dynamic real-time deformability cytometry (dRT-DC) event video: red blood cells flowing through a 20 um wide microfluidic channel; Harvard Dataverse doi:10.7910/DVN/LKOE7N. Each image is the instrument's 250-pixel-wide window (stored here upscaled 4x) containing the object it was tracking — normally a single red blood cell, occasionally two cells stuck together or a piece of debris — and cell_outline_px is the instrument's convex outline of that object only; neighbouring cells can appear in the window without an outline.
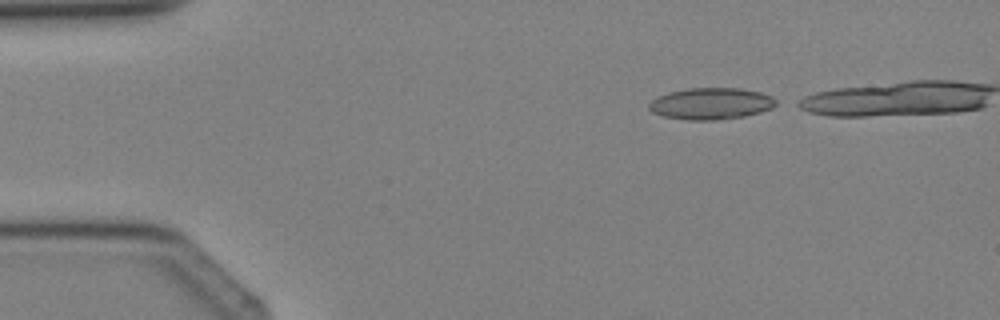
{"species": "Egyptian fruit bat (a non-hibernating species)", "species_latin": "Rousettus aegyptiacus", "temperature_condition": "cold", "stored_images_in_passage": 4, "camera_frame_rate_fps": 3000, "um_per_image_px": 0.085, "animal": {"sex": "female"}, "frame": {"image": 1, "passage_image": 4, "time_ms": 3.667, "image_size_px": [1000, 320], "cell_outline_px": [[780, 104], [772, 108], [760, 112], [744, 116], [716, 120], [688, 120], [664, 116], [652, 112], [648, 108], [648, 104], [652, 100], [668, 92], [688, 88], [740, 88], [760, 92], [772, 96]], "centroid_in_image_um": [60.47, 8.8], "position_along_channel_um": 24.5, "area_um2": 23.47}}